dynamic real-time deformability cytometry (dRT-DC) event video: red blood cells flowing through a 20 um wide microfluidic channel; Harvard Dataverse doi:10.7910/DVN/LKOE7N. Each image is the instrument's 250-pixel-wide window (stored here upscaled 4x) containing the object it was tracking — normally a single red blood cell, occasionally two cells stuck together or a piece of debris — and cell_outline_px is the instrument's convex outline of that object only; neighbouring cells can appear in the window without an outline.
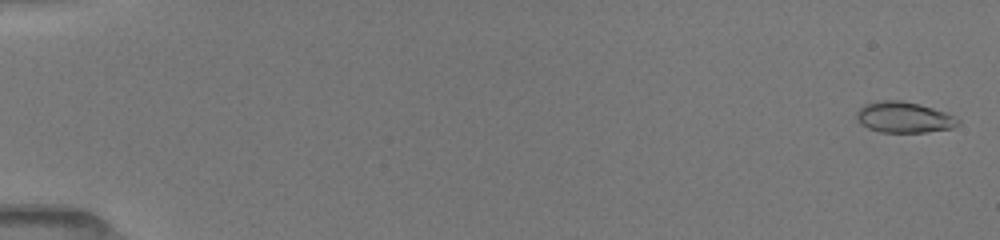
{"species": "common noctule bat (a hibernating species)", "species_latin": "Nyctalus noctula", "temperature_condition": "room temperature", "stored_images_in_passage": 61, "camera_frame_rate_fps": 3000, "um_per_image_px": 0.085, "animal": {"sex": "female", "body_mass_g": 19.5, "forearm_length_mm": 54.1}, "frame": {"image": 1, "passage_image": 3, "time_ms": 0.333, "image_size_px": [1000, 240], "cell_outline_px": [[960, 124], [952, 128], [924, 132], [880, 132], [868, 128], [860, 124], [856, 116], [856, 112], [864, 104], [880, 100], [900, 100], [920, 104], [948, 112], [960, 120]], "centroid_in_image_um": [76.85, 9.96], "position_along_channel_um": 8.2, "area_um2": 18.44}}
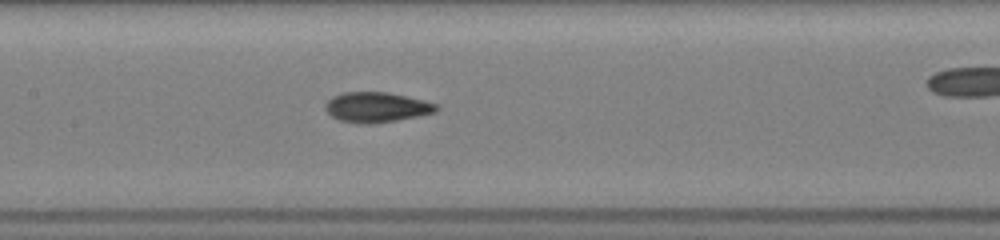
{"frame": {"image": 2, "passage_image": 42, "time_ms": 8.667, "image_size_px": [1000, 240], "cell_outline_px": [[440, 108], [436, 112], [420, 116], [372, 124], [360, 124], [340, 120], [332, 116], [324, 108], [324, 104], [332, 96], [344, 92], [388, 92], [424, 100], [436, 104]], "centroid_in_image_um": [32.01, 9.11], "position_along_channel_um": 175.4, "area_um2": 19.59}}
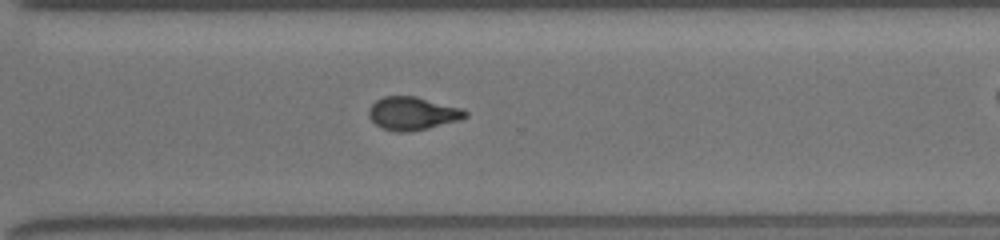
{"frame": {"image": 3, "passage_image": 53, "time_ms": 12.667, "image_size_px": [1000, 240], "cell_outline_px": [[468, 116], [460, 120], [412, 132], [396, 132], [380, 128], [368, 116], [368, 108], [376, 100], [384, 96], [416, 96], [464, 108], [468, 112]], "centroid_in_image_um": [35.08, 9.64], "position_along_channel_um": 335.5, "area_um2": 18.96}}